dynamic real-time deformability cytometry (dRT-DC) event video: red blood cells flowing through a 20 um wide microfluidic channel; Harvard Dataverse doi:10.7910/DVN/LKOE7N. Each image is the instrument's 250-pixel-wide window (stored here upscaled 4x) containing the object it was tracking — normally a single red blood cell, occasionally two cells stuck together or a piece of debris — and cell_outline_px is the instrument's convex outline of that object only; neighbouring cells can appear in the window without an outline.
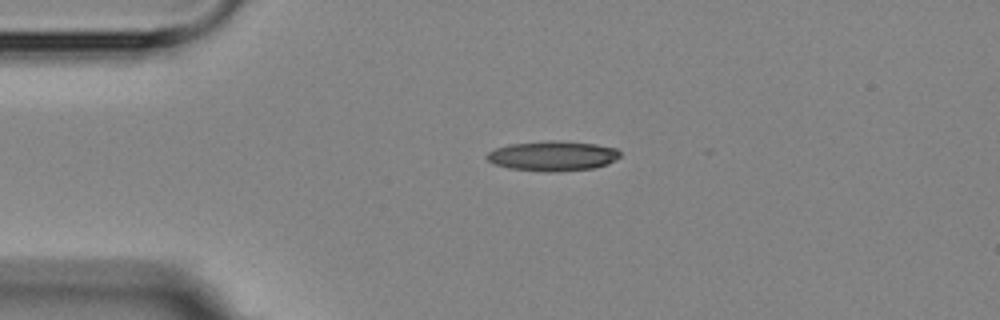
{"species": "Egyptian fruit bat (a non-hibernating species)", "species_latin": "Rousettus aegyptiacus", "temperature_condition": "room temperature", "stored_images_in_passage": 2, "camera_frame_rate_fps": 3000, "um_per_image_px": 0.085, "animal": {"sex": "female"}, "frame": {"image": 1, "passage_image": 1, "time_ms": 0.0, "image_size_px": [1000, 320], "cell_outline_px": [[620, 156], [608, 164], [592, 168], [556, 172], [544, 172], [508, 168], [496, 164], [488, 160], [484, 156], [488, 152], [496, 148], [508, 144], [548, 140], [556, 140], [596, 144], [616, 148], [620, 152]], "centroid_in_image_um": [46.96, 13.25], "position_along_channel_um": 38.0, "area_um2": 23.35}}